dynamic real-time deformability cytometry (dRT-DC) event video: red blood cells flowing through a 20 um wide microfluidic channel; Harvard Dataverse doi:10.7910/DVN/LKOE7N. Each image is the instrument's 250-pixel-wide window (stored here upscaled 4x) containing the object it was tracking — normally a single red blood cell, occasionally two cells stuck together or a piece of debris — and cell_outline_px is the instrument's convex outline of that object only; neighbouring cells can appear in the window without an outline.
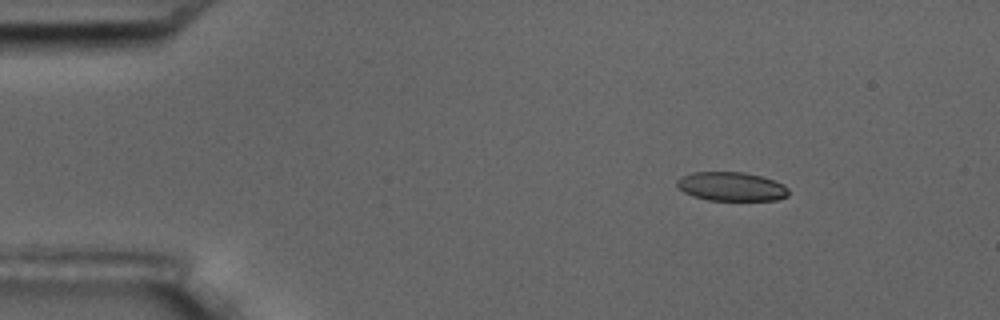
{"species": "common noctule bat (a hibernating species)", "species_latin": "Nyctalus noctula", "temperature_condition": "room temperature", "stored_images_in_passage": 4, "camera_frame_rate_fps": 3000, "um_per_image_px": 0.085, "animal": {"sex": "male", "body_mass_g": 17.5, "forearm_length_mm": 52.3}, "frame": {"image": 1, "passage_image": 2, "time_ms": 1.333, "image_size_px": [1000, 320], "cell_outline_px": [[788, 196], [776, 200], [708, 200], [692, 196], [684, 192], [676, 184], [676, 180], [680, 176], [692, 172], [744, 172], [760, 176], [784, 184], [788, 188]], "centroid_in_image_um": [62.14, 15.85], "position_along_channel_um": 22.9, "area_um2": 18.84}}